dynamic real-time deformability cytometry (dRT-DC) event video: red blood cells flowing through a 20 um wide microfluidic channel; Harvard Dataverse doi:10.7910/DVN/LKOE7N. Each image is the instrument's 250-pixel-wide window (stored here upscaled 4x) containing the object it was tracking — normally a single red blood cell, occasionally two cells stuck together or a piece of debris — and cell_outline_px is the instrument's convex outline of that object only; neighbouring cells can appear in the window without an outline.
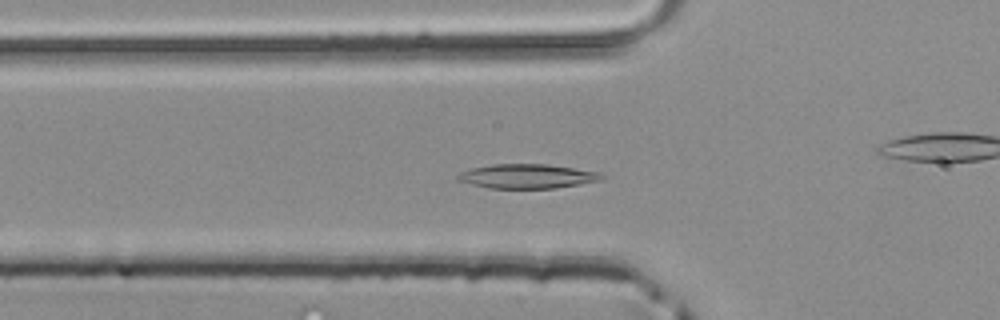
{"species": "common noctule bat (a hibernating species)", "species_latin": "Nyctalus noctula", "temperature_condition": "room temperature", "stored_images_in_passage": 44, "camera_frame_rate_fps": 3000, "um_per_image_px": 0.085, "animal": {"sex": "male", "body_mass_g": 20.4}, "frame": {"image": 1, "passage_image": 11, "time_ms": 3.333, "image_size_px": [1000, 320], "cell_outline_px": [[604, 176], [600, 180], [556, 188], [488, 188], [456, 180], [456, 176], [460, 172], [468, 168], [492, 164], [548, 164], [596, 172]], "centroid_in_image_um": [44.71, 14.97], "position_along_channel_um": 81.1, "area_um2": 20.23}}
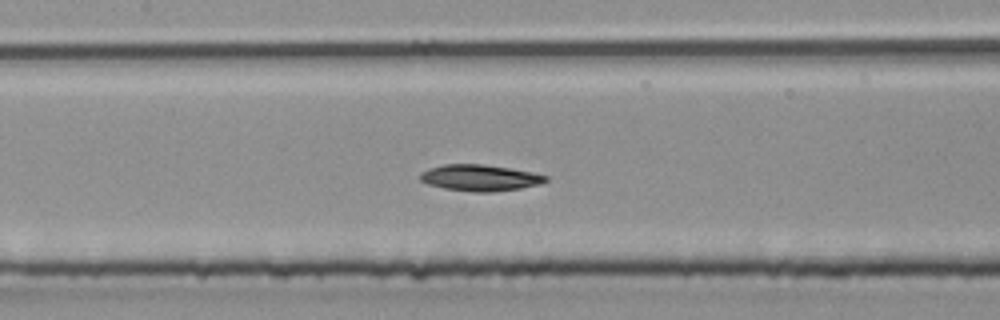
{"frame": {"image": 2, "passage_image": 17, "time_ms": 5.333, "image_size_px": [1000, 320], "cell_outline_px": [[548, 180], [540, 184], [520, 188], [492, 192], [472, 192], [444, 188], [428, 184], [420, 180], [420, 172], [428, 168], [444, 164], [484, 164], [532, 172], [548, 176]], "centroid_in_image_um": [40.78, 15.11], "position_along_channel_um": 166.6, "area_um2": 19.25}}
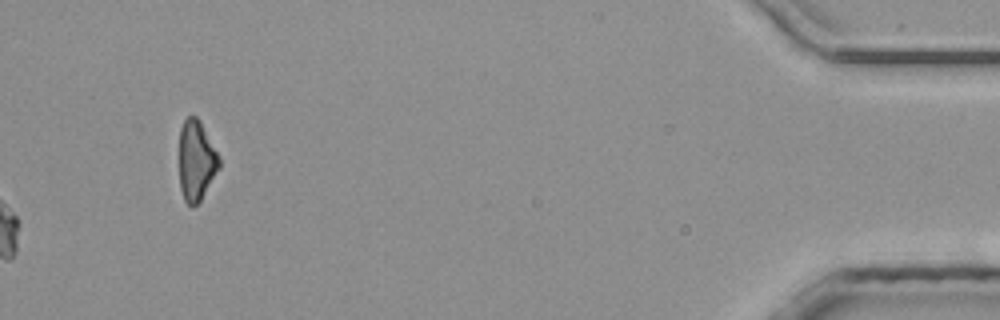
{"frame": {"image": 3, "passage_image": 44, "time_ms": 14.333, "image_size_px": [1000, 320], "cell_outline_px": [[220, 168], [200, 200], [192, 208], [184, 200], [180, 188], [180, 128], [184, 120], [188, 116], [196, 116], [200, 120], [220, 156]], "centroid_in_image_um": [16.7, 13.64], "position_along_channel_um": 418.5, "area_um2": 18.73}}